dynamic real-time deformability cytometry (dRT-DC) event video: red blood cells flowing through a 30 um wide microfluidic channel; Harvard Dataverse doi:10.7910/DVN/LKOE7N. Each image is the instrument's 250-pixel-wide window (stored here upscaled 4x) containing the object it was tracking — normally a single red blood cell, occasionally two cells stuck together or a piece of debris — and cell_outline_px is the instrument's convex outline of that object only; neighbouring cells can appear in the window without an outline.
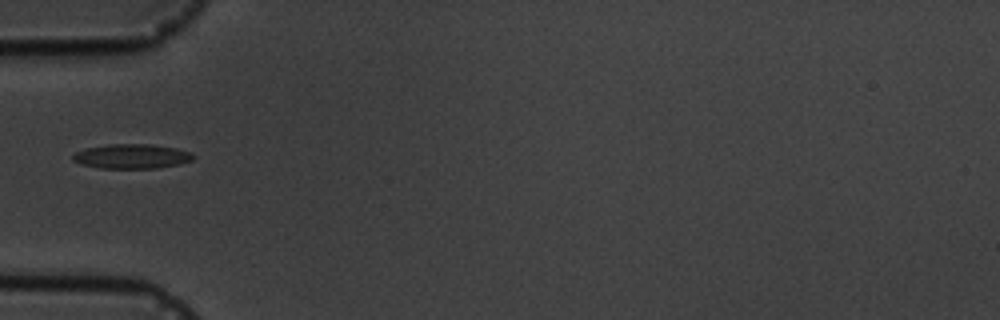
{"species": "common noctule bat (a hibernating species)", "species_latin": "Nyctalus noctula", "temperature_condition": "cold", "stored_images_in_passage": 3, "camera_frame_rate_fps": 3000, "um_per_image_px": 0.085, "animal": {"sex": "male", "body_mass_g": 19.5, "forearm_length_mm": 54.6}, "frame": {"image": 1, "passage_image": 3, "time_ms": 2.333, "image_size_px": [1000, 320], "cell_outline_px": [[196, 156], [192, 160], [176, 164], [156, 168], [100, 168], [80, 164], [72, 160], [72, 156], [76, 152], [84, 148], [108, 144], [148, 144], [176, 148], [192, 152]], "centroid_in_image_um": [11.17, 13.28], "position_along_channel_um": 73.8, "area_um2": 17.22}}